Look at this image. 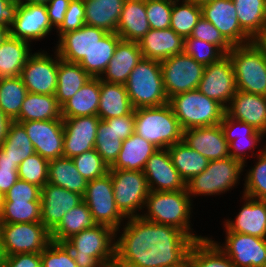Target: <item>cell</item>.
Listing matches in <instances>:
<instances>
[{
	"mask_svg": "<svg viewBox=\"0 0 266 267\" xmlns=\"http://www.w3.org/2000/svg\"><path fill=\"white\" fill-rule=\"evenodd\" d=\"M238 91L266 96V51L257 40L228 53Z\"/></svg>",
	"mask_w": 266,
	"mask_h": 267,
	"instance_id": "cell-5",
	"label": "cell"
},
{
	"mask_svg": "<svg viewBox=\"0 0 266 267\" xmlns=\"http://www.w3.org/2000/svg\"><path fill=\"white\" fill-rule=\"evenodd\" d=\"M116 231L97 224L74 234L64 243L72 252L78 267H113ZM114 240V241H113Z\"/></svg>",
	"mask_w": 266,
	"mask_h": 267,
	"instance_id": "cell-2",
	"label": "cell"
},
{
	"mask_svg": "<svg viewBox=\"0 0 266 267\" xmlns=\"http://www.w3.org/2000/svg\"><path fill=\"white\" fill-rule=\"evenodd\" d=\"M3 203H4V195L0 193V212L2 210Z\"/></svg>",
	"mask_w": 266,
	"mask_h": 267,
	"instance_id": "cell-68",
	"label": "cell"
},
{
	"mask_svg": "<svg viewBox=\"0 0 266 267\" xmlns=\"http://www.w3.org/2000/svg\"><path fill=\"white\" fill-rule=\"evenodd\" d=\"M120 40L117 33H107L78 64L92 78H100L114 56Z\"/></svg>",
	"mask_w": 266,
	"mask_h": 267,
	"instance_id": "cell-40",
	"label": "cell"
},
{
	"mask_svg": "<svg viewBox=\"0 0 266 267\" xmlns=\"http://www.w3.org/2000/svg\"><path fill=\"white\" fill-rule=\"evenodd\" d=\"M187 267H235L231 259L210 237L193 242L188 253Z\"/></svg>",
	"mask_w": 266,
	"mask_h": 267,
	"instance_id": "cell-42",
	"label": "cell"
},
{
	"mask_svg": "<svg viewBox=\"0 0 266 267\" xmlns=\"http://www.w3.org/2000/svg\"><path fill=\"white\" fill-rule=\"evenodd\" d=\"M21 123L31 140L35 153L48 161L63 156V119L16 121Z\"/></svg>",
	"mask_w": 266,
	"mask_h": 267,
	"instance_id": "cell-16",
	"label": "cell"
},
{
	"mask_svg": "<svg viewBox=\"0 0 266 267\" xmlns=\"http://www.w3.org/2000/svg\"><path fill=\"white\" fill-rule=\"evenodd\" d=\"M225 111L229 117L266 134V96L237 90Z\"/></svg>",
	"mask_w": 266,
	"mask_h": 267,
	"instance_id": "cell-24",
	"label": "cell"
},
{
	"mask_svg": "<svg viewBox=\"0 0 266 267\" xmlns=\"http://www.w3.org/2000/svg\"><path fill=\"white\" fill-rule=\"evenodd\" d=\"M165 93L171 97L198 89L205 66L185 52L160 61Z\"/></svg>",
	"mask_w": 266,
	"mask_h": 267,
	"instance_id": "cell-12",
	"label": "cell"
},
{
	"mask_svg": "<svg viewBox=\"0 0 266 267\" xmlns=\"http://www.w3.org/2000/svg\"><path fill=\"white\" fill-rule=\"evenodd\" d=\"M19 3L0 0V26L11 27L15 21Z\"/></svg>",
	"mask_w": 266,
	"mask_h": 267,
	"instance_id": "cell-61",
	"label": "cell"
},
{
	"mask_svg": "<svg viewBox=\"0 0 266 267\" xmlns=\"http://www.w3.org/2000/svg\"><path fill=\"white\" fill-rule=\"evenodd\" d=\"M18 166L0 147V193L3 195L16 183Z\"/></svg>",
	"mask_w": 266,
	"mask_h": 267,
	"instance_id": "cell-57",
	"label": "cell"
},
{
	"mask_svg": "<svg viewBox=\"0 0 266 267\" xmlns=\"http://www.w3.org/2000/svg\"><path fill=\"white\" fill-rule=\"evenodd\" d=\"M76 169L87 180L103 177L109 172V166L95 149L83 152L72 158Z\"/></svg>",
	"mask_w": 266,
	"mask_h": 267,
	"instance_id": "cell-50",
	"label": "cell"
},
{
	"mask_svg": "<svg viewBox=\"0 0 266 267\" xmlns=\"http://www.w3.org/2000/svg\"><path fill=\"white\" fill-rule=\"evenodd\" d=\"M168 103L183 131L220 124L226 113L222 104L205 96L198 89L177 94Z\"/></svg>",
	"mask_w": 266,
	"mask_h": 267,
	"instance_id": "cell-7",
	"label": "cell"
},
{
	"mask_svg": "<svg viewBox=\"0 0 266 267\" xmlns=\"http://www.w3.org/2000/svg\"><path fill=\"white\" fill-rule=\"evenodd\" d=\"M174 0H145L146 16L150 29L170 28Z\"/></svg>",
	"mask_w": 266,
	"mask_h": 267,
	"instance_id": "cell-53",
	"label": "cell"
},
{
	"mask_svg": "<svg viewBox=\"0 0 266 267\" xmlns=\"http://www.w3.org/2000/svg\"><path fill=\"white\" fill-rule=\"evenodd\" d=\"M125 84L100 79V101L97 116L100 120L128 115L133 111Z\"/></svg>",
	"mask_w": 266,
	"mask_h": 267,
	"instance_id": "cell-31",
	"label": "cell"
},
{
	"mask_svg": "<svg viewBox=\"0 0 266 267\" xmlns=\"http://www.w3.org/2000/svg\"><path fill=\"white\" fill-rule=\"evenodd\" d=\"M7 2H12V3H20V0H5Z\"/></svg>",
	"mask_w": 266,
	"mask_h": 267,
	"instance_id": "cell-69",
	"label": "cell"
},
{
	"mask_svg": "<svg viewBox=\"0 0 266 267\" xmlns=\"http://www.w3.org/2000/svg\"><path fill=\"white\" fill-rule=\"evenodd\" d=\"M220 125L223 129L225 139L229 144L230 157L240 161L245 167L246 156H249L245 150L248 149L250 151V149H256L257 143L261 142L260 140L265 135L252 125L235 120L226 113ZM239 131L243 134H239Z\"/></svg>",
	"mask_w": 266,
	"mask_h": 267,
	"instance_id": "cell-25",
	"label": "cell"
},
{
	"mask_svg": "<svg viewBox=\"0 0 266 267\" xmlns=\"http://www.w3.org/2000/svg\"><path fill=\"white\" fill-rule=\"evenodd\" d=\"M240 27L257 40L266 31V0H233Z\"/></svg>",
	"mask_w": 266,
	"mask_h": 267,
	"instance_id": "cell-37",
	"label": "cell"
},
{
	"mask_svg": "<svg viewBox=\"0 0 266 267\" xmlns=\"http://www.w3.org/2000/svg\"><path fill=\"white\" fill-rule=\"evenodd\" d=\"M87 182L76 169L72 158L62 156L49 161L48 183L83 196Z\"/></svg>",
	"mask_w": 266,
	"mask_h": 267,
	"instance_id": "cell-35",
	"label": "cell"
},
{
	"mask_svg": "<svg viewBox=\"0 0 266 267\" xmlns=\"http://www.w3.org/2000/svg\"><path fill=\"white\" fill-rule=\"evenodd\" d=\"M143 173L150 191H178L186 188L185 181L172 163L168 149L156 150L147 160Z\"/></svg>",
	"mask_w": 266,
	"mask_h": 267,
	"instance_id": "cell-20",
	"label": "cell"
},
{
	"mask_svg": "<svg viewBox=\"0 0 266 267\" xmlns=\"http://www.w3.org/2000/svg\"><path fill=\"white\" fill-rule=\"evenodd\" d=\"M257 41L266 51V31L257 39Z\"/></svg>",
	"mask_w": 266,
	"mask_h": 267,
	"instance_id": "cell-65",
	"label": "cell"
},
{
	"mask_svg": "<svg viewBox=\"0 0 266 267\" xmlns=\"http://www.w3.org/2000/svg\"><path fill=\"white\" fill-rule=\"evenodd\" d=\"M50 0H20L22 4H41L47 5Z\"/></svg>",
	"mask_w": 266,
	"mask_h": 267,
	"instance_id": "cell-64",
	"label": "cell"
},
{
	"mask_svg": "<svg viewBox=\"0 0 266 267\" xmlns=\"http://www.w3.org/2000/svg\"><path fill=\"white\" fill-rule=\"evenodd\" d=\"M150 30L145 0H125L116 33L122 40L140 42Z\"/></svg>",
	"mask_w": 266,
	"mask_h": 267,
	"instance_id": "cell-29",
	"label": "cell"
},
{
	"mask_svg": "<svg viewBox=\"0 0 266 267\" xmlns=\"http://www.w3.org/2000/svg\"><path fill=\"white\" fill-rule=\"evenodd\" d=\"M191 202L186 188L178 191H149L144 206L147 212L140 216L153 223L176 227L194 241L200 240L205 236L194 235L190 227Z\"/></svg>",
	"mask_w": 266,
	"mask_h": 267,
	"instance_id": "cell-3",
	"label": "cell"
},
{
	"mask_svg": "<svg viewBox=\"0 0 266 267\" xmlns=\"http://www.w3.org/2000/svg\"><path fill=\"white\" fill-rule=\"evenodd\" d=\"M0 147L13 162H16L17 166L28 156L35 153L24 126L16 121L10 123L6 138L0 144Z\"/></svg>",
	"mask_w": 266,
	"mask_h": 267,
	"instance_id": "cell-44",
	"label": "cell"
},
{
	"mask_svg": "<svg viewBox=\"0 0 266 267\" xmlns=\"http://www.w3.org/2000/svg\"><path fill=\"white\" fill-rule=\"evenodd\" d=\"M85 25V7L83 0H71L62 24L56 29L59 37L69 31L80 29Z\"/></svg>",
	"mask_w": 266,
	"mask_h": 267,
	"instance_id": "cell-55",
	"label": "cell"
},
{
	"mask_svg": "<svg viewBox=\"0 0 266 267\" xmlns=\"http://www.w3.org/2000/svg\"><path fill=\"white\" fill-rule=\"evenodd\" d=\"M178 2L180 1H173L170 28L185 39L190 37L193 28L201 18L202 9L201 6L191 1L182 0V4Z\"/></svg>",
	"mask_w": 266,
	"mask_h": 267,
	"instance_id": "cell-46",
	"label": "cell"
},
{
	"mask_svg": "<svg viewBox=\"0 0 266 267\" xmlns=\"http://www.w3.org/2000/svg\"><path fill=\"white\" fill-rule=\"evenodd\" d=\"M52 29L46 5L19 3L10 35L31 42L44 38Z\"/></svg>",
	"mask_w": 266,
	"mask_h": 267,
	"instance_id": "cell-21",
	"label": "cell"
},
{
	"mask_svg": "<svg viewBox=\"0 0 266 267\" xmlns=\"http://www.w3.org/2000/svg\"><path fill=\"white\" fill-rule=\"evenodd\" d=\"M198 90L225 108L237 92L232 62L228 54L205 66Z\"/></svg>",
	"mask_w": 266,
	"mask_h": 267,
	"instance_id": "cell-14",
	"label": "cell"
},
{
	"mask_svg": "<svg viewBox=\"0 0 266 267\" xmlns=\"http://www.w3.org/2000/svg\"><path fill=\"white\" fill-rule=\"evenodd\" d=\"M262 201H263V202L265 203V205H266V197L263 198Z\"/></svg>",
	"mask_w": 266,
	"mask_h": 267,
	"instance_id": "cell-70",
	"label": "cell"
},
{
	"mask_svg": "<svg viewBox=\"0 0 266 267\" xmlns=\"http://www.w3.org/2000/svg\"><path fill=\"white\" fill-rule=\"evenodd\" d=\"M9 36H10V28L9 27H4V26H0V45Z\"/></svg>",
	"mask_w": 266,
	"mask_h": 267,
	"instance_id": "cell-63",
	"label": "cell"
},
{
	"mask_svg": "<svg viewBox=\"0 0 266 267\" xmlns=\"http://www.w3.org/2000/svg\"><path fill=\"white\" fill-rule=\"evenodd\" d=\"M107 33L104 29L85 24L80 29L62 34L55 51L62 60L79 63Z\"/></svg>",
	"mask_w": 266,
	"mask_h": 267,
	"instance_id": "cell-22",
	"label": "cell"
},
{
	"mask_svg": "<svg viewBox=\"0 0 266 267\" xmlns=\"http://www.w3.org/2000/svg\"><path fill=\"white\" fill-rule=\"evenodd\" d=\"M100 101V78H91L61 106L62 118L97 116Z\"/></svg>",
	"mask_w": 266,
	"mask_h": 267,
	"instance_id": "cell-33",
	"label": "cell"
},
{
	"mask_svg": "<svg viewBox=\"0 0 266 267\" xmlns=\"http://www.w3.org/2000/svg\"><path fill=\"white\" fill-rule=\"evenodd\" d=\"M202 17L210 21L232 45L254 41L239 25L233 0H212L201 6Z\"/></svg>",
	"mask_w": 266,
	"mask_h": 267,
	"instance_id": "cell-17",
	"label": "cell"
},
{
	"mask_svg": "<svg viewBox=\"0 0 266 267\" xmlns=\"http://www.w3.org/2000/svg\"><path fill=\"white\" fill-rule=\"evenodd\" d=\"M167 149L174 167L185 183L208 166L209 160L198 151L191 149L184 141L175 143Z\"/></svg>",
	"mask_w": 266,
	"mask_h": 267,
	"instance_id": "cell-39",
	"label": "cell"
},
{
	"mask_svg": "<svg viewBox=\"0 0 266 267\" xmlns=\"http://www.w3.org/2000/svg\"><path fill=\"white\" fill-rule=\"evenodd\" d=\"M27 41L11 35L0 45V78L18 77L32 55ZM31 52V53H30Z\"/></svg>",
	"mask_w": 266,
	"mask_h": 267,
	"instance_id": "cell-34",
	"label": "cell"
},
{
	"mask_svg": "<svg viewBox=\"0 0 266 267\" xmlns=\"http://www.w3.org/2000/svg\"><path fill=\"white\" fill-rule=\"evenodd\" d=\"M27 93L20 76L0 78V109L11 121L18 118Z\"/></svg>",
	"mask_w": 266,
	"mask_h": 267,
	"instance_id": "cell-43",
	"label": "cell"
},
{
	"mask_svg": "<svg viewBox=\"0 0 266 267\" xmlns=\"http://www.w3.org/2000/svg\"><path fill=\"white\" fill-rule=\"evenodd\" d=\"M125 87L134 110L169 102L158 60L143 58L130 73Z\"/></svg>",
	"mask_w": 266,
	"mask_h": 267,
	"instance_id": "cell-6",
	"label": "cell"
},
{
	"mask_svg": "<svg viewBox=\"0 0 266 267\" xmlns=\"http://www.w3.org/2000/svg\"><path fill=\"white\" fill-rule=\"evenodd\" d=\"M225 245L215 243L235 267H266V239L226 232Z\"/></svg>",
	"mask_w": 266,
	"mask_h": 267,
	"instance_id": "cell-15",
	"label": "cell"
},
{
	"mask_svg": "<svg viewBox=\"0 0 266 267\" xmlns=\"http://www.w3.org/2000/svg\"><path fill=\"white\" fill-rule=\"evenodd\" d=\"M135 110L121 117H114V131L124 141L134 133Z\"/></svg>",
	"mask_w": 266,
	"mask_h": 267,
	"instance_id": "cell-60",
	"label": "cell"
},
{
	"mask_svg": "<svg viewBox=\"0 0 266 267\" xmlns=\"http://www.w3.org/2000/svg\"><path fill=\"white\" fill-rule=\"evenodd\" d=\"M158 149L134 132L123 141L118 158L109 169L143 171L147 160Z\"/></svg>",
	"mask_w": 266,
	"mask_h": 267,
	"instance_id": "cell-30",
	"label": "cell"
},
{
	"mask_svg": "<svg viewBox=\"0 0 266 267\" xmlns=\"http://www.w3.org/2000/svg\"><path fill=\"white\" fill-rule=\"evenodd\" d=\"M99 122L96 115L63 118V156L73 158L94 149Z\"/></svg>",
	"mask_w": 266,
	"mask_h": 267,
	"instance_id": "cell-18",
	"label": "cell"
},
{
	"mask_svg": "<svg viewBox=\"0 0 266 267\" xmlns=\"http://www.w3.org/2000/svg\"><path fill=\"white\" fill-rule=\"evenodd\" d=\"M142 59L138 42L121 39L100 79L110 83L125 84L132 70Z\"/></svg>",
	"mask_w": 266,
	"mask_h": 267,
	"instance_id": "cell-28",
	"label": "cell"
},
{
	"mask_svg": "<svg viewBox=\"0 0 266 267\" xmlns=\"http://www.w3.org/2000/svg\"><path fill=\"white\" fill-rule=\"evenodd\" d=\"M4 260H5V253L0 240V265L4 263Z\"/></svg>",
	"mask_w": 266,
	"mask_h": 267,
	"instance_id": "cell-66",
	"label": "cell"
},
{
	"mask_svg": "<svg viewBox=\"0 0 266 267\" xmlns=\"http://www.w3.org/2000/svg\"><path fill=\"white\" fill-rule=\"evenodd\" d=\"M0 240L5 256L41 253L52 241L42 222L0 223Z\"/></svg>",
	"mask_w": 266,
	"mask_h": 267,
	"instance_id": "cell-9",
	"label": "cell"
},
{
	"mask_svg": "<svg viewBox=\"0 0 266 267\" xmlns=\"http://www.w3.org/2000/svg\"><path fill=\"white\" fill-rule=\"evenodd\" d=\"M33 53L24 65L20 77L29 93L55 95L58 82L59 55Z\"/></svg>",
	"mask_w": 266,
	"mask_h": 267,
	"instance_id": "cell-13",
	"label": "cell"
},
{
	"mask_svg": "<svg viewBox=\"0 0 266 267\" xmlns=\"http://www.w3.org/2000/svg\"><path fill=\"white\" fill-rule=\"evenodd\" d=\"M123 141L114 131V118L100 120L97 127L94 149L109 168L115 163Z\"/></svg>",
	"mask_w": 266,
	"mask_h": 267,
	"instance_id": "cell-45",
	"label": "cell"
},
{
	"mask_svg": "<svg viewBox=\"0 0 266 267\" xmlns=\"http://www.w3.org/2000/svg\"><path fill=\"white\" fill-rule=\"evenodd\" d=\"M183 141L209 161L225 159L230 156L229 144L220 124L185 130L183 131Z\"/></svg>",
	"mask_w": 266,
	"mask_h": 267,
	"instance_id": "cell-23",
	"label": "cell"
},
{
	"mask_svg": "<svg viewBox=\"0 0 266 267\" xmlns=\"http://www.w3.org/2000/svg\"><path fill=\"white\" fill-rule=\"evenodd\" d=\"M41 201H4L0 223L41 222Z\"/></svg>",
	"mask_w": 266,
	"mask_h": 267,
	"instance_id": "cell-47",
	"label": "cell"
},
{
	"mask_svg": "<svg viewBox=\"0 0 266 267\" xmlns=\"http://www.w3.org/2000/svg\"><path fill=\"white\" fill-rule=\"evenodd\" d=\"M85 24L116 33L125 0H83Z\"/></svg>",
	"mask_w": 266,
	"mask_h": 267,
	"instance_id": "cell-32",
	"label": "cell"
},
{
	"mask_svg": "<svg viewBox=\"0 0 266 267\" xmlns=\"http://www.w3.org/2000/svg\"><path fill=\"white\" fill-rule=\"evenodd\" d=\"M82 201V195L47 183L41 188V222L52 232L63 216Z\"/></svg>",
	"mask_w": 266,
	"mask_h": 267,
	"instance_id": "cell-19",
	"label": "cell"
},
{
	"mask_svg": "<svg viewBox=\"0 0 266 267\" xmlns=\"http://www.w3.org/2000/svg\"><path fill=\"white\" fill-rule=\"evenodd\" d=\"M63 119L55 95L27 93L15 121H46Z\"/></svg>",
	"mask_w": 266,
	"mask_h": 267,
	"instance_id": "cell-36",
	"label": "cell"
},
{
	"mask_svg": "<svg viewBox=\"0 0 266 267\" xmlns=\"http://www.w3.org/2000/svg\"><path fill=\"white\" fill-rule=\"evenodd\" d=\"M95 222L106 225L116 231V238L121 222L126 217L119 211L114 199L111 174L87 182L82 196Z\"/></svg>",
	"mask_w": 266,
	"mask_h": 267,
	"instance_id": "cell-11",
	"label": "cell"
},
{
	"mask_svg": "<svg viewBox=\"0 0 266 267\" xmlns=\"http://www.w3.org/2000/svg\"><path fill=\"white\" fill-rule=\"evenodd\" d=\"M71 0H50L46 5L47 14L52 27L57 29L65 18Z\"/></svg>",
	"mask_w": 266,
	"mask_h": 267,
	"instance_id": "cell-59",
	"label": "cell"
},
{
	"mask_svg": "<svg viewBox=\"0 0 266 267\" xmlns=\"http://www.w3.org/2000/svg\"><path fill=\"white\" fill-rule=\"evenodd\" d=\"M115 244V267H187L194 240L176 227L129 217Z\"/></svg>",
	"mask_w": 266,
	"mask_h": 267,
	"instance_id": "cell-1",
	"label": "cell"
},
{
	"mask_svg": "<svg viewBox=\"0 0 266 267\" xmlns=\"http://www.w3.org/2000/svg\"><path fill=\"white\" fill-rule=\"evenodd\" d=\"M109 173L119 211L126 218L140 216L139 209L144 208L150 191L143 171L109 169Z\"/></svg>",
	"mask_w": 266,
	"mask_h": 267,
	"instance_id": "cell-10",
	"label": "cell"
},
{
	"mask_svg": "<svg viewBox=\"0 0 266 267\" xmlns=\"http://www.w3.org/2000/svg\"><path fill=\"white\" fill-rule=\"evenodd\" d=\"M4 201H41V188L18 179L4 194Z\"/></svg>",
	"mask_w": 266,
	"mask_h": 267,
	"instance_id": "cell-56",
	"label": "cell"
},
{
	"mask_svg": "<svg viewBox=\"0 0 266 267\" xmlns=\"http://www.w3.org/2000/svg\"><path fill=\"white\" fill-rule=\"evenodd\" d=\"M257 155L258 162L247 171L244 183V194L250 198L262 200L266 197V149H260Z\"/></svg>",
	"mask_w": 266,
	"mask_h": 267,
	"instance_id": "cell-48",
	"label": "cell"
},
{
	"mask_svg": "<svg viewBox=\"0 0 266 267\" xmlns=\"http://www.w3.org/2000/svg\"><path fill=\"white\" fill-rule=\"evenodd\" d=\"M184 52L196 62L207 66L217 62L226 54L214 44L207 43L193 37L184 39Z\"/></svg>",
	"mask_w": 266,
	"mask_h": 267,
	"instance_id": "cell-51",
	"label": "cell"
},
{
	"mask_svg": "<svg viewBox=\"0 0 266 267\" xmlns=\"http://www.w3.org/2000/svg\"><path fill=\"white\" fill-rule=\"evenodd\" d=\"M11 122L12 121L0 109V144L5 140Z\"/></svg>",
	"mask_w": 266,
	"mask_h": 267,
	"instance_id": "cell-62",
	"label": "cell"
},
{
	"mask_svg": "<svg viewBox=\"0 0 266 267\" xmlns=\"http://www.w3.org/2000/svg\"><path fill=\"white\" fill-rule=\"evenodd\" d=\"M92 77L78 64L59 57L58 82L55 97L60 106L66 103Z\"/></svg>",
	"mask_w": 266,
	"mask_h": 267,
	"instance_id": "cell-38",
	"label": "cell"
},
{
	"mask_svg": "<svg viewBox=\"0 0 266 267\" xmlns=\"http://www.w3.org/2000/svg\"><path fill=\"white\" fill-rule=\"evenodd\" d=\"M244 165L232 157L209 161L207 168L186 182L190 197L220 195L237 185Z\"/></svg>",
	"mask_w": 266,
	"mask_h": 267,
	"instance_id": "cell-8",
	"label": "cell"
},
{
	"mask_svg": "<svg viewBox=\"0 0 266 267\" xmlns=\"http://www.w3.org/2000/svg\"><path fill=\"white\" fill-rule=\"evenodd\" d=\"M41 267H78L71 250L64 242L51 241L41 252Z\"/></svg>",
	"mask_w": 266,
	"mask_h": 267,
	"instance_id": "cell-52",
	"label": "cell"
},
{
	"mask_svg": "<svg viewBox=\"0 0 266 267\" xmlns=\"http://www.w3.org/2000/svg\"><path fill=\"white\" fill-rule=\"evenodd\" d=\"M49 161L34 153L18 166V178L42 188L48 183Z\"/></svg>",
	"mask_w": 266,
	"mask_h": 267,
	"instance_id": "cell-49",
	"label": "cell"
},
{
	"mask_svg": "<svg viewBox=\"0 0 266 267\" xmlns=\"http://www.w3.org/2000/svg\"><path fill=\"white\" fill-rule=\"evenodd\" d=\"M41 253H23L5 256L4 267H41Z\"/></svg>",
	"mask_w": 266,
	"mask_h": 267,
	"instance_id": "cell-58",
	"label": "cell"
},
{
	"mask_svg": "<svg viewBox=\"0 0 266 267\" xmlns=\"http://www.w3.org/2000/svg\"><path fill=\"white\" fill-rule=\"evenodd\" d=\"M187 1H191V2H194L195 4H197L199 6H202L203 4H206L212 0H187Z\"/></svg>",
	"mask_w": 266,
	"mask_h": 267,
	"instance_id": "cell-67",
	"label": "cell"
},
{
	"mask_svg": "<svg viewBox=\"0 0 266 267\" xmlns=\"http://www.w3.org/2000/svg\"><path fill=\"white\" fill-rule=\"evenodd\" d=\"M96 225L87 204L82 201L63 216L59 225L51 232V240L65 242L74 234Z\"/></svg>",
	"mask_w": 266,
	"mask_h": 267,
	"instance_id": "cell-41",
	"label": "cell"
},
{
	"mask_svg": "<svg viewBox=\"0 0 266 267\" xmlns=\"http://www.w3.org/2000/svg\"><path fill=\"white\" fill-rule=\"evenodd\" d=\"M244 205L235 221L225 220L226 232H237L266 239V205L262 200L243 195Z\"/></svg>",
	"mask_w": 266,
	"mask_h": 267,
	"instance_id": "cell-26",
	"label": "cell"
},
{
	"mask_svg": "<svg viewBox=\"0 0 266 267\" xmlns=\"http://www.w3.org/2000/svg\"><path fill=\"white\" fill-rule=\"evenodd\" d=\"M190 36L202 41H206L207 43L214 44L215 46L219 47L225 54H228L233 47L223 37L220 31L210 21H207L202 16L193 28Z\"/></svg>",
	"mask_w": 266,
	"mask_h": 267,
	"instance_id": "cell-54",
	"label": "cell"
},
{
	"mask_svg": "<svg viewBox=\"0 0 266 267\" xmlns=\"http://www.w3.org/2000/svg\"><path fill=\"white\" fill-rule=\"evenodd\" d=\"M134 132L162 149L183 141V129L169 103L135 109Z\"/></svg>",
	"mask_w": 266,
	"mask_h": 267,
	"instance_id": "cell-4",
	"label": "cell"
},
{
	"mask_svg": "<svg viewBox=\"0 0 266 267\" xmlns=\"http://www.w3.org/2000/svg\"><path fill=\"white\" fill-rule=\"evenodd\" d=\"M138 43L146 59L161 61L184 52V39L171 28L150 29Z\"/></svg>",
	"mask_w": 266,
	"mask_h": 267,
	"instance_id": "cell-27",
	"label": "cell"
}]
</instances>
